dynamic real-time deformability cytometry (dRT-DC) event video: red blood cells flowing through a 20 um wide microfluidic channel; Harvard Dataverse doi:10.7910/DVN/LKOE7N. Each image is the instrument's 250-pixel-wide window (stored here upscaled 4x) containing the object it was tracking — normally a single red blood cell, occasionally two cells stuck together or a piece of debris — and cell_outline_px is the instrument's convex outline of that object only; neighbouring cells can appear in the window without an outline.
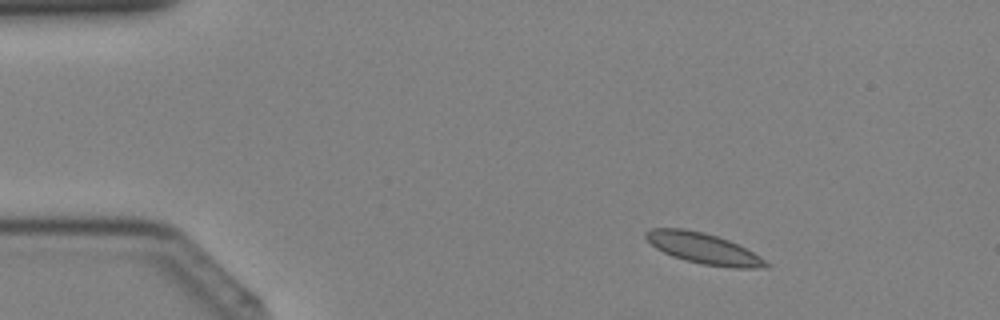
{"species": "Egyptian fruit bat (a non-hibernating species)", "species_latin": "Rousettus aegyptiacus", "temperature_condition": "cold", "stored_images_in_passage": 40, "camera_frame_rate_fps": 3000, "um_per_image_px": 0.085, "animal": {"sex": "female"}, "frame": {"image": 1, "passage_image": 5, "time_ms": 1.333, "image_size_px": [1000, 320], "cell_outline_px": [[772, 264], [768, 268], [732, 268], [704, 264], [672, 256], [656, 248], [644, 236], [644, 232], [652, 228], [684, 228], [704, 232], [728, 240], [760, 256]], "centroid_in_image_um": [59.82, 21.12], "position_along_channel_um": 25.2, "area_um2": 21.39}}
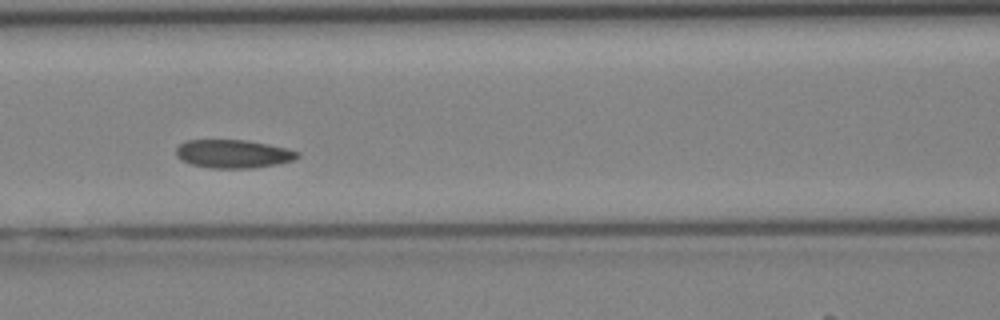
{"frame": {"image": 2, "passage_image": 17, "time_ms": 5.333, "image_size_px": [1000, 320], "cell_outline_px": [[300, 156], [296, 160], [256, 168], [212, 168], [192, 164], [180, 160], [176, 156], [176, 148], [184, 140], [248, 140], [268, 144], [300, 152]], "centroid_in_image_um": [19.83, 13.08], "position_along_channel_um": 146.8, "area_um2": 20.17}}
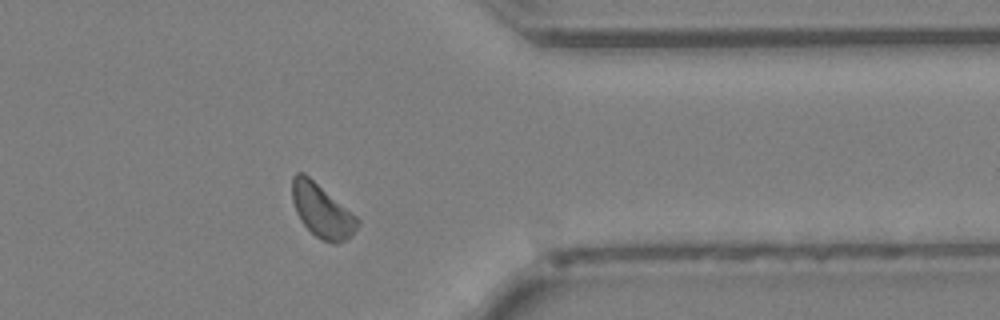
{"frame": {"image": 3, "passage_image": 32, "time_ms": 10.333, "image_size_px": [1000, 320], "cell_outline_px": [[360, 224], [352, 236], [348, 240], [336, 244], [332, 244], [320, 240], [300, 220], [296, 212], [292, 200], [292, 176], [296, 172], [304, 172], [356, 216], [360, 220]], "centroid_in_image_um": [27.37, 17.94], "position_along_channel_um": 384.0, "area_um2": 20.46}}